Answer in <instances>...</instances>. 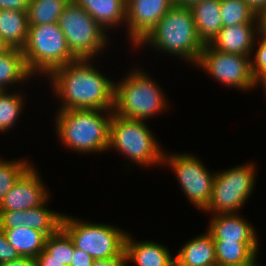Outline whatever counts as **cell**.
Here are the masks:
<instances>
[{"label":"cell","instance_id":"17","mask_svg":"<svg viewBox=\"0 0 266 266\" xmlns=\"http://www.w3.org/2000/svg\"><path fill=\"white\" fill-rule=\"evenodd\" d=\"M190 9L199 39L209 44L223 27L220 0H202Z\"/></svg>","mask_w":266,"mask_h":266},{"label":"cell","instance_id":"9","mask_svg":"<svg viewBox=\"0 0 266 266\" xmlns=\"http://www.w3.org/2000/svg\"><path fill=\"white\" fill-rule=\"evenodd\" d=\"M255 172L254 165L249 163L217 172L213 182L212 198L204 212H210L212 215L238 213L253 193Z\"/></svg>","mask_w":266,"mask_h":266},{"label":"cell","instance_id":"43","mask_svg":"<svg viewBox=\"0 0 266 266\" xmlns=\"http://www.w3.org/2000/svg\"><path fill=\"white\" fill-rule=\"evenodd\" d=\"M257 255L249 262L242 264V265H235V266H260L257 265L258 262H256Z\"/></svg>","mask_w":266,"mask_h":266},{"label":"cell","instance_id":"39","mask_svg":"<svg viewBox=\"0 0 266 266\" xmlns=\"http://www.w3.org/2000/svg\"><path fill=\"white\" fill-rule=\"evenodd\" d=\"M249 7L258 15L266 8V0H245Z\"/></svg>","mask_w":266,"mask_h":266},{"label":"cell","instance_id":"13","mask_svg":"<svg viewBox=\"0 0 266 266\" xmlns=\"http://www.w3.org/2000/svg\"><path fill=\"white\" fill-rule=\"evenodd\" d=\"M32 165L0 202V211H24L48 201L49 190Z\"/></svg>","mask_w":266,"mask_h":266},{"label":"cell","instance_id":"1","mask_svg":"<svg viewBox=\"0 0 266 266\" xmlns=\"http://www.w3.org/2000/svg\"><path fill=\"white\" fill-rule=\"evenodd\" d=\"M89 61L91 59H77L47 75L54 93L61 98L59 110H113L115 82Z\"/></svg>","mask_w":266,"mask_h":266},{"label":"cell","instance_id":"14","mask_svg":"<svg viewBox=\"0 0 266 266\" xmlns=\"http://www.w3.org/2000/svg\"><path fill=\"white\" fill-rule=\"evenodd\" d=\"M257 37H259L258 23L237 24L222 27L208 45L224 53L251 56L252 50H255Z\"/></svg>","mask_w":266,"mask_h":266},{"label":"cell","instance_id":"32","mask_svg":"<svg viewBox=\"0 0 266 266\" xmlns=\"http://www.w3.org/2000/svg\"><path fill=\"white\" fill-rule=\"evenodd\" d=\"M21 256L7 240L4 230L0 227V263L11 262Z\"/></svg>","mask_w":266,"mask_h":266},{"label":"cell","instance_id":"22","mask_svg":"<svg viewBox=\"0 0 266 266\" xmlns=\"http://www.w3.org/2000/svg\"><path fill=\"white\" fill-rule=\"evenodd\" d=\"M10 245L21 257L36 258L43 250L47 236L30 227L3 229Z\"/></svg>","mask_w":266,"mask_h":266},{"label":"cell","instance_id":"4","mask_svg":"<svg viewBox=\"0 0 266 266\" xmlns=\"http://www.w3.org/2000/svg\"><path fill=\"white\" fill-rule=\"evenodd\" d=\"M137 68L114 84L113 113L128 119L146 120L168 105L158 83ZM163 94V95H162Z\"/></svg>","mask_w":266,"mask_h":266},{"label":"cell","instance_id":"26","mask_svg":"<svg viewBox=\"0 0 266 266\" xmlns=\"http://www.w3.org/2000/svg\"><path fill=\"white\" fill-rule=\"evenodd\" d=\"M223 27L258 23L257 15L245 0H220Z\"/></svg>","mask_w":266,"mask_h":266},{"label":"cell","instance_id":"41","mask_svg":"<svg viewBox=\"0 0 266 266\" xmlns=\"http://www.w3.org/2000/svg\"><path fill=\"white\" fill-rule=\"evenodd\" d=\"M11 48L9 45L4 41V39L0 36V55L6 53L9 51Z\"/></svg>","mask_w":266,"mask_h":266},{"label":"cell","instance_id":"24","mask_svg":"<svg viewBox=\"0 0 266 266\" xmlns=\"http://www.w3.org/2000/svg\"><path fill=\"white\" fill-rule=\"evenodd\" d=\"M46 203L47 201L38 207L24 210L23 226L40 231L48 237L61 228L64 213L45 208Z\"/></svg>","mask_w":266,"mask_h":266},{"label":"cell","instance_id":"10","mask_svg":"<svg viewBox=\"0 0 266 266\" xmlns=\"http://www.w3.org/2000/svg\"><path fill=\"white\" fill-rule=\"evenodd\" d=\"M162 163L164 165L168 163L189 201L204 212L212 198L216 173L212 174L200 159L189 153L173 155L164 153Z\"/></svg>","mask_w":266,"mask_h":266},{"label":"cell","instance_id":"31","mask_svg":"<svg viewBox=\"0 0 266 266\" xmlns=\"http://www.w3.org/2000/svg\"><path fill=\"white\" fill-rule=\"evenodd\" d=\"M23 215L24 211H0V227L12 229L23 226Z\"/></svg>","mask_w":266,"mask_h":266},{"label":"cell","instance_id":"16","mask_svg":"<svg viewBox=\"0 0 266 266\" xmlns=\"http://www.w3.org/2000/svg\"><path fill=\"white\" fill-rule=\"evenodd\" d=\"M125 252L128 262L137 266H170L175 258L167 247L152 241H135L129 233L125 238Z\"/></svg>","mask_w":266,"mask_h":266},{"label":"cell","instance_id":"37","mask_svg":"<svg viewBox=\"0 0 266 266\" xmlns=\"http://www.w3.org/2000/svg\"><path fill=\"white\" fill-rule=\"evenodd\" d=\"M0 266H36V261L33 257H20L11 262L0 263Z\"/></svg>","mask_w":266,"mask_h":266},{"label":"cell","instance_id":"15","mask_svg":"<svg viewBox=\"0 0 266 266\" xmlns=\"http://www.w3.org/2000/svg\"><path fill=\"white\" fill-rule=\"evenodd\" d=\"M207 231L214 241L259 242L252 224L238 213H221L210 218Z\"/></svg>","mask_w":266,"mask_h":266},{"label":"cell","instance_id":"20","mask_svg":"<svg viewBox=\"0 0 266 266\" xmlns=\"http://www.w3.org/2000/svg\"><path fill=\"white\" fill-rule=\"evenodd\" d=\"M28 27L27 11L0 10V36L10 48L23 50Z\"/></svg>","mask_w":266,"mask_h":266},{"label":"cell","instance_id":"18","mask_svg":"<svg viewBox=\"0 0 266 266\" xmlns=\"http://www.w3.org/2000/svg\"><path fill=\"white\" fill-rule=\"evenodd\" d=\"M174 257L187 266H217L214 239L208 231L185 242Z\"/></svg>","mask_w":266,"mask_h":266},{"label":"cell","instance_id":"2","mask_svg":"<svg viewBox=\"0 0 266 266\" xmlns=\"http://www.w3.org/2000/svg\"><path fill=\"white\" fill-rule=\"evenodd\" d=\"M58 112L55 129L63 145L79 153L108 150L113 110L70 109Z\"/></svg>","mask_w":266,"mask_h":266},{"label":"cell","instance_id":"35","mask_svg":"<svg viewBox=\"0 0 266 266\" xmlns=\"http://www.w3.org/2000/svg\"><path fill=\"white\" fill-rule=\"evenodd\" d=\"M29 0H0V10L27 11Z\"/></svg>","mask_w":266,"mask_h":266},{"label":"cell","instance_id":"19","mask_svg":"<svg viewBox=\"0 0 266 266\" xmlns=\"http://www.w3.org/2000/svg\"><path fill=\"white\" fill-rule=\"evenodd\" d=\"M73 1L89 13L104 30L126 23V0Z\"/></svg>","mask_w":266,"mask_h":266},{"label":"cell","instance_id":"28","mask_svg":"<svg viewBox=\"0 0 266 266\" xmlns=\"http://www.w3.org/2000/svg\"><path fill=\"white\" fill-rule=\"evenodd\" d=\"M22 94L4 91L0 96V133L13 128L23 109Z\"/></svg>","mask_w":266,"mask_h":266},{"label":"cell","instance_id":"12","mask_svg":"<svg viewBox=\"0 0 266 266\" xmlns=\"http://www.w3.org/2000/svg\"><path fill=\"white\" fill-rule=\"evenodd\" d=\"M174 4V0H126V28L132 45L138 46Z\"/></svg>","mask_w":266,"mask_h":266},{"label":"cell","instance_id":"11","mask_svg":"<svg viewBox=\"0 0 266 266\" xmlns=\"http://www.w3.org/2000/svg\"><path fill=\"white\" fill-rule=\"evenodd\" d=\"M250 57L224 53L205 44L196 65L227 86L249 91L256 88Z\"/></svg>","mask_w":266,"mask_h":266},{"label":"cell","instance_id":"25","mask_svg":"<svg viewBox=\"0 0 266 266\" xmlns=\"http://www.w3.org/2000/svg\"><path fill=\"white\" fill-rule=\"evenodd\" d=\"M70 0H29L27 18L29 26L58 23L64 7Z\"/></svg>","mask_w":266,"mask_h":266},{"label":"cell","instance_id":"21","mask_svg":"<svg viewBox=\"0 0 266 266\" xmlns=\"http://www.w3.org/2000/svg\"><path fill=\"white\" fill-rule=\"evenodd\" d=\"M217 266L242 265L258 253V242L214 241Z\"/></svg>","mask_w":266,"mask_h":266},{"label":"cell","instance_id":"3","mask_svg":"<svg viewBox=\"0 0 266 266\" xmlns=\"http://www.w3.org/2000/svg\"><path fill=\"white\" fill-rule=\"evenodd\" d=\"M146 44L195 65L204 47L198 37L190 7L175 4L138 46Z\"/></svg>","mask_w":266,"mask_h":266},{"label":"cell","instance_id":"6","mask_svg":"<svg viewBox=\"0 0 266 266\" xmlns=\"http://www.w3.org/2000/svg\"><path fill=\"white\" fill-rule=\"evenodd\" d=\"M145 123L113 113L108 150L113 147L140 166L161 165L165 152Z\"/></svg>","mask_w":266,"mask_h":266},{"label":"cell","instance_id":"8","mask_svg":"<svg viewBox=\"0 0 266 266\" xmlns=\"http://www.w3.org/2000/svg\"><path fill=\"white\" fill-rule=\"evenodd\" d=\"M61 228L76 248L88 253L94 260L112 258L125 250L127 232L112 225L83 222L64 214Z\"/></svg>","mask_w":266,"mask_h":266},{"label":"cell","instance_id":"44","mask_svg":"<svg viewBox=\"0 0 266 266\" xmlns=\"http://www.w3.org/2000/svg\"><path fill=\"white\" fill-rule=\"evenodd\" d=\"M170 266H187V265H184V264L179 263V262L174 258Z\"/></svg>","mask_w":266,"mask_h":266},{"label":"cell","instance_id":"30","mask_svg":"<svg viewBox=\"0 0 266 266\" xmlns=\"http://www.w3.org/2000/svg\"><path fill=\"white\" fill-rule=\"evenodd\" d=\"M259 46L256 49L254 59L250 61L251 71L255 81L262 75H266V39L259 37Z\"/></svg>","mask_w":266,"mask_h":266},{"label":"cell","instance_id":"23","mask_svg":"<svg viewBox=\"0 0 266 266\" xmlns=\"http://www.w3.org/2000/svg\"><path fill=\"white\" fill-rule=\"evenodd\" d=\"M31 74L27 68L22 50L11 48L0 55V88L3 91H9L7 89L8 85L10 87L28 80L32 77Z\"/></svg>","mask_w":266,"mask_h":266},{"label":"cell","instance_id":"5","mask_svg":"<svg viewBox=\"0 0 266 266\" xmlns=\"http://www.w3.org/2000/svg\"><path fill=\"white\" fill-rule=\"evenodd\" d=\"M22 52L33 76L40 73L47 77L54 69L77 60L58 23L29 26Z\"/></svg>","mask_w":266,"mask_h":266},{"label":"cell","instance_id":"34","mask_svg":"<svg viewBox=\"0 0 266 266\" xmlns=\"http://www.w3.org/2000/svg\"><path fill=\"white\" fill-rule=\"evenodd\" d=\"M94 259L86 252L74 246V254L70 266H91Z\"/></svg>","mask_w":266,"mask_h":266},{"label":"cell","instance_id":"45","mask_svg":"<svg viewBox=\"0 0 266 266\" xmlns=\"http://www.w3.org/2000/svg\"><path fill=\"white\" fill-rule=\"evenodd\" d=\"M3 92H4V91L0 88V96L2 95Z\"/></svg>","mask_w":266,"mask_h":266},{"label":"cell","instance_id":"42","mask_svg":"<svg viewBox=\"0 0 266 266\" xmlns=\"http://www.w3.org/2000/svg\"><path fill=\"white\" fill-rule=\"evenodd\" d=\"M256 85L258 86V84H262L263 85V89L265 90L266 93V75H262L260 76L256 81H255Z\"/></svg>","mask_w":266,"mask_h":266},{"label":"cell","instance_id":"36","mask_svg":"<svg viewBox=\"0 0 266 266\" xmlns=\"http://www.w3.org/2000/svg\"><path fill=\"white\" fill-rule=\"evenodd\" d=\"M36 266H65L62 261L52 259L45 250H43L36 258Z\"/></svg>","mask_w":266,"mask_h":266},{"label":"cell","instance_id":"33","mask_svg":"<svg viewBox=\"0 0 266 266\" xmlns=\"http://www.w3.org/2000/svg\"><path fill=\"white\" fill-rule=\"evenodd\" d=\"M91 266H128V259L125 250L118 256L94 260Z\"/></svg>","mask_w":266,"mask_h":266},{"label":"cell","instance_id":"27","mask_svg":"<svg viewBox=\"0 0 266 266\" xmlns=\"http://www.w3.org/2000/svg\"><path fill=\"white\" fill-rule=\"evenodd\" d=\"M44 250L52 256V259H58L65 266H70L74 254V243L60 228L55 234L47 237Z\"/></svg>","mask_w":266,"mask_h":266},{"label":"cell","instance_id":"40","mask_svg":"<svg viewBox=\"0 0 266 266\" xmlns=\"http://www.w3.org/2000/svg\"><path fill=\"white\" fill-rule=\"evenodd\" d=\"M202 0H174L175 5L190 7L192 4Z\"/></svg>","mask_w":266,"mask_h":266},{"label":"cell","instance_id":"29","mask_svg":"<svg viewBox=\"0 0 266 266\" xmlns=\"http://www.w3.org/2000/svg\"><path fill=\"white\" fill-rule=\"evenodd\" d=\"M31 166L32 162L30 164L27 160H0V202Z\"/></svg>","mask_w":266,"mask_h":266},{"label":"cell","instance_id":"7","mask_svg":"<svg viewBox=\"0 0 266 266\" xmlns=\"http://www.w3.org/2000/svg\"><path fill=\"white\" fill-rule=\"evenodd\" d=\"M58 25L77 59H93L108 44L106 30L73 0L64 7Z\"/></svg>","mask_w":266,"mask_h":266},{"label":"cell","instance_id":"38","mask_svg":"<svg viewBox=\"0 0 266 266\" xmlns=\"http://www.w3.org/2000/svg\"><path fill=\"white\" fill-rule=\"evenodd\" d=\"M258 34L266 39V8L257 15Z\"/></svg>","mask_w":266,"mask_h":266}]
</instances>
